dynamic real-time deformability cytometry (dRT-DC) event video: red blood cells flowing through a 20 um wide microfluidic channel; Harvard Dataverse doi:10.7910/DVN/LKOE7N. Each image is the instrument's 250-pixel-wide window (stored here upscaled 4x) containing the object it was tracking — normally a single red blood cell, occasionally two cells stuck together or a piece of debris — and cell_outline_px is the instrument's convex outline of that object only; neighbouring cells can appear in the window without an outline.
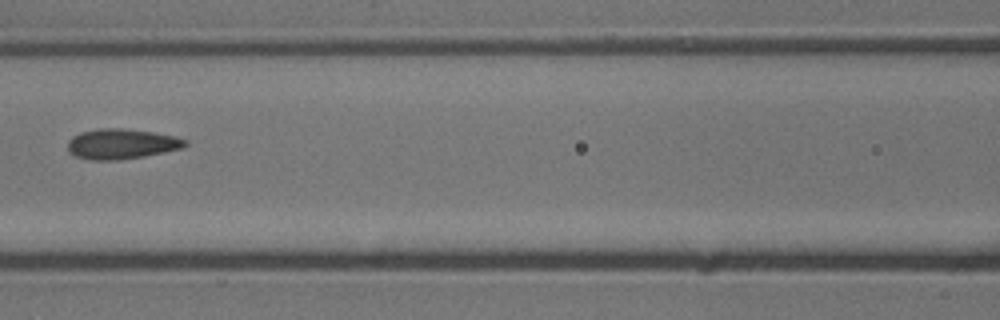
{"species": "common noctule bat (a hibernating species)", "species_latin": "Nyctalus noctula", "temperature_condition": "cold", "stored_images_in_passage": 5, "camera_frame_rate_fps": 3000, "um_per_image_px": 0.085, "animal": {"sex": "male", "body_mass_g": 13.3}, "frame": {"image": 1, "passage_image": 5, "time_ms": 1.333, "image_size_px": [1000, 320], "cell_outline_px": [[188, 144], [184, 148], [144, 156], [116, 160], [92, 160], [76, 156], [68, 152], [68, 140], [72, 136], [80, 132], [100, 128], [120, 128], [152, 132], [176, 136], [188, 140]], "centroid_in_image_um": [10.34, 12.23], "position_along_channel_um": 156.3, "area_um2": 20.75}}